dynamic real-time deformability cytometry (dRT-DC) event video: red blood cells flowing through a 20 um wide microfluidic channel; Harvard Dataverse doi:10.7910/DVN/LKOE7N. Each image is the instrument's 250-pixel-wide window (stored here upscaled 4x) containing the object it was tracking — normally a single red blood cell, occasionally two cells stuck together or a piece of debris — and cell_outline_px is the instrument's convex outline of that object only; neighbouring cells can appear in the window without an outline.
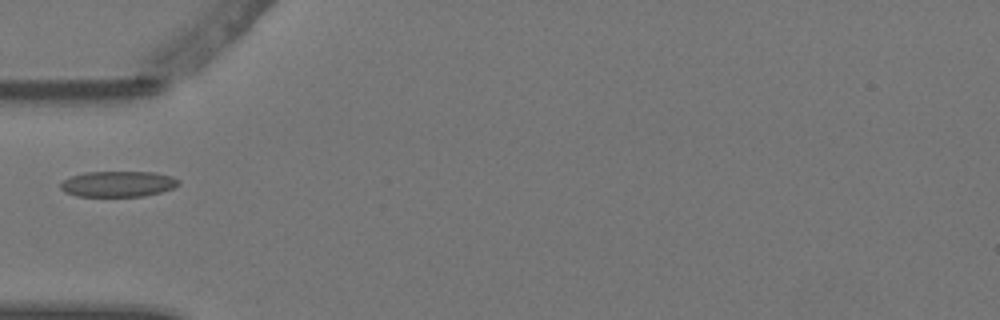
{"species": "Egyptian fruit bat (a non-hibernating species)", "species_latin": "Rousettus aegyptiacus", "temperature_condition": "warm", "stored_images_in_passage": 2, "camera_frame_rate_fps": 3000, "um_per_image_px": 0.085, "animal": {"sex": "female"}, "frame": {"image": 1, "passage_image": 1, "time_ms": 0.0, "image_size_px": [1000, 320], "cell_outline_px": [[180, 184], [172, 188], [160, 192], [144, 196], [76, 196], [64, 192], [60, 188], [60, 184], [64, 180], [72, 176], [84, 172], [152, 172], [172, 176], [180, 180]], "centroid_in_image_um": [10.03, 15.63], "position_along_channel_um": 75.0, "area_um2": 17.69}}
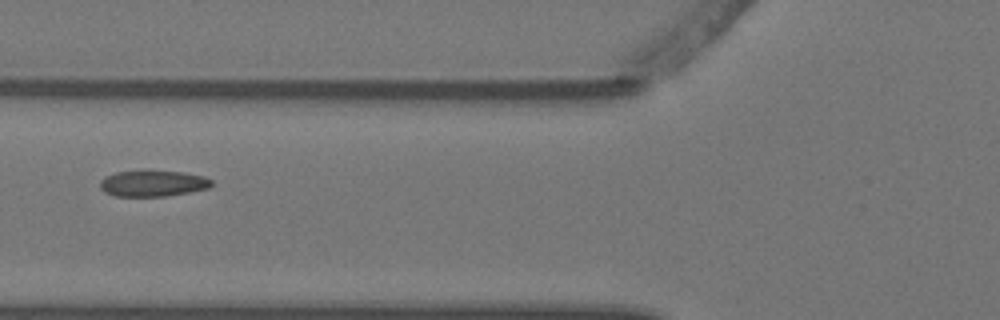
{"frame": {"image": 2, "passage_image": 2, "time_ms": 0.333, "image_size_px": [1000, 320], "cell_outline_px": [[212, 184], [208, 188], [188, 192], [164, 196], [116, 196], [104, 192], [100, 188], [100, 180], [104, 176], [116, 172], [184, 172], [204, 176], [212, 180]], "centroid_in_image_um": [12.97, 15.6], "position_along_channel_um": 112.8, "area_um2": 16.59}}